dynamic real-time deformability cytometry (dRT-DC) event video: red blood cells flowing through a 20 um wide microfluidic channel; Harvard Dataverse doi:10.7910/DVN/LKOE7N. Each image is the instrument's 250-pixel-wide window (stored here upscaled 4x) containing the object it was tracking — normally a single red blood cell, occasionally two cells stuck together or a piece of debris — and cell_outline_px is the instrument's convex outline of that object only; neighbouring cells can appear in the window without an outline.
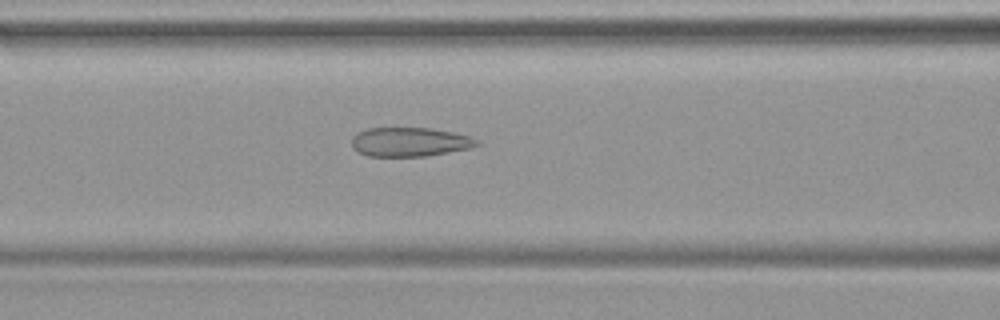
{"species": "common noctule bat (a hibernating species)", "species_latin": "Nyctalus noctula", "temperature_condition": "warm", "stored_images_in_passage": 48, "camera_frame_rate_fps": 3000, "um_per_image_px": 0.085, "animal": {"sex": "female", "body_mass_g": 19.9}, "frame": {"image": 1, "passage_image": 20, "time_ms": 6.333, "image_size_px": [1000, 320], "cell_outline_px": [[480, 144], [472, 148], [428, 156], [368, 156], [352, 148], [352, 136], [356, 132], [368, 128], [432, 128], [452, 132], [468, 136], [480, 140]], "centroid_in_image_um": [34.84, 12.06], "position_along_channel_um": 131.8, "area_um2": 21.39}}
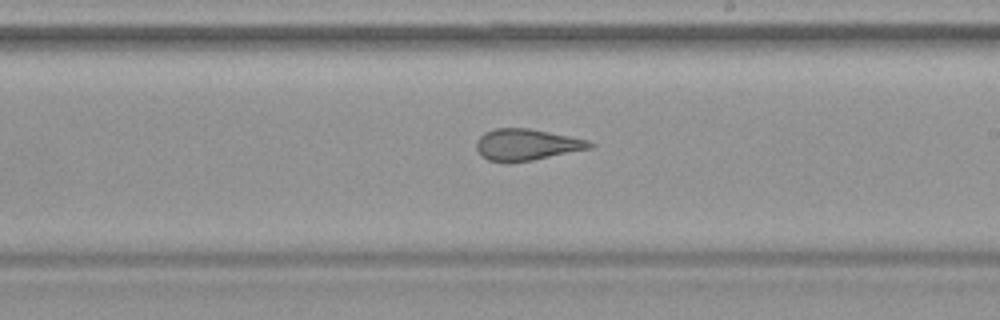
{"frame": {"image": 2, "passage_image": 28, "time_ms": 9.0, "image_size_px": [1000, 320], "cell_outline_px": [[596, 144], [592, 148], [532, 160], [508, 164], [488, 160], [480, 156], [476, 148], [476, 140], [484, 132], [496, 128], [528, 128], [588, 140]], "centroid_in_image_um": [44.71, 12.31], "position_along_channel_um": 244.3, "area_um2": 20.98}}
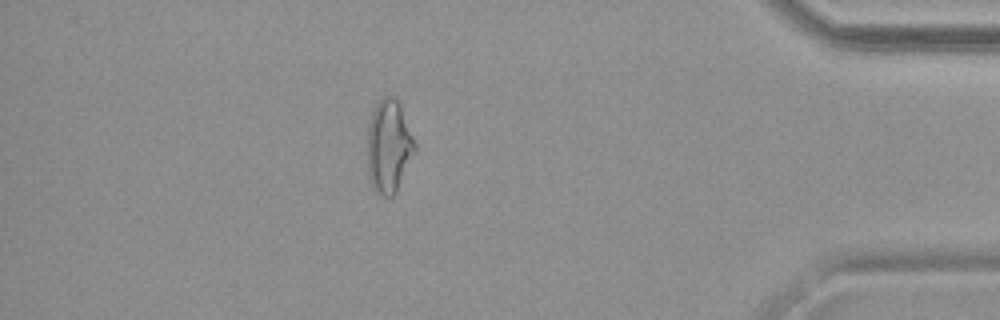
{"frame": {"image": 3, "passage_image": 42, "time_ms": 13.667, "image_size_px": [1000, 320], "cell_outline_px": [[416, 148], [396, 192], [392, 196], [384, 196], [376, 192], [372, 188], [368, 176], [368, 128], [372, 112], [376, 104], [384, 96], [392, 96], [400, 104], [416, 144]], "centroid_in_image_um": [33.04, 12.45], "position_along_channel_um": 402.2, "area_um2": 25.43}}